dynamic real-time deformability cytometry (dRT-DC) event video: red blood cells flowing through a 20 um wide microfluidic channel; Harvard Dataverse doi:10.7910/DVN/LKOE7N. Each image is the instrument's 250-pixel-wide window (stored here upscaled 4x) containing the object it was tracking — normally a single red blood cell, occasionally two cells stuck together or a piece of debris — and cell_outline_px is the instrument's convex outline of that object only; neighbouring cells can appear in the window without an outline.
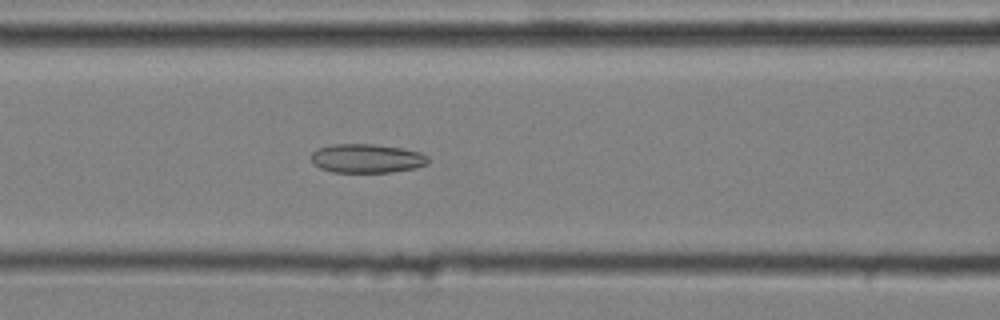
{"species": "common noctule bat (a hibernating species)", "species_latin": "Nyctalus noctula", "temperature_condition": "cold", "stored_images_in_passage": 53, "camera_frame_rate_fps": 3000, "um_per_image_px": 0.085, "animal": {"sex": "male", "body_mass_g": 20.4}, "frame": {"image": 1, "passage_image": 22, "time_ms": 7.0, "image_size_px": [1000, 320], "cell_outline_px": [[428, 164], [416, 168], [392, 172], [332, 172], [320, 168], [312, 164], [312, 152], [316, 148], [332, 144], [372, 144], [400, 148], [420, 152], [428, 156]], "centroid_in_image_um": [31.16, 13.47], "position_along_channel_um": 135.4, "area_um2": 19.83}}
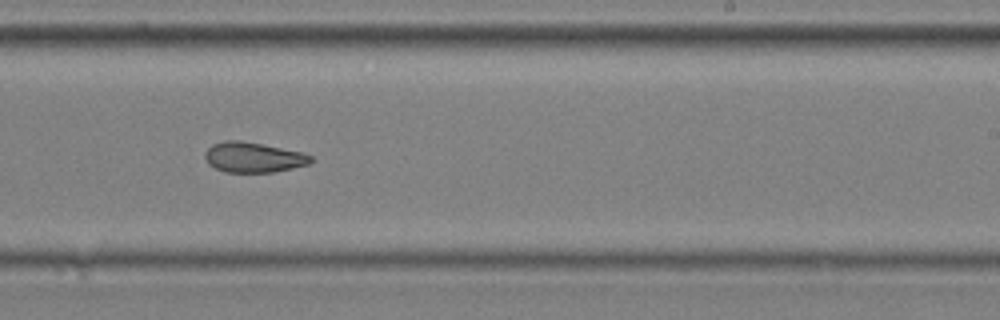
{"frame": {"image": 2, "passage_image": 33, "time_ms": 10.667, "image_size_px": [1000, 320], "cell_outline_px": [[312, 160], [308, 164], [292, 168], [272, 172], [224, 172], [208, 164], [204, 156], [204, 152], [212, 144], [224, 140], [240, 140], [304, 152], [312, 156]], "centroid_in_image_um": [21.51, 13.36], "position_along_channel_um": 267.5, "area_um2": 18.67}}
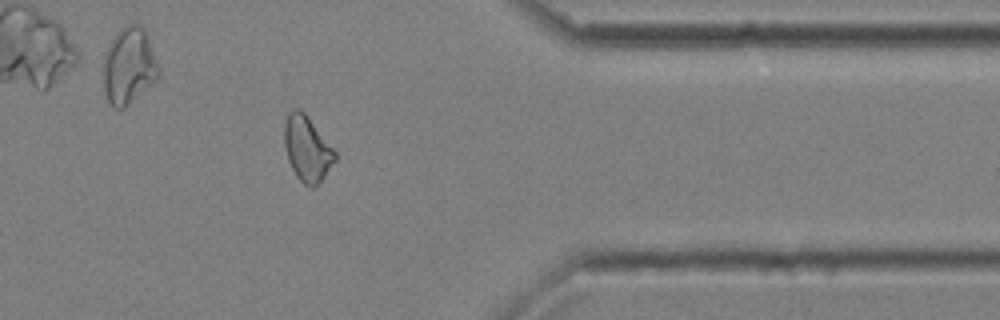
{"frame": {"image": 3, "passage_image": 44, "time_ms": 14.333, "image_size_px": [1000, 320], "cell_outline_px": [[336, 160], [324, 176], [312, 188], [304, 184], [296, 176], [288, 160], [284, 144], [284, 120], [288, 112], [292, 108], [300, 108], [308, 116], [336, 152]], "centroid_in_image_um": [26.08, 12.59], "position_along_channel_um": 385.3, "area_um2": 19.25}}